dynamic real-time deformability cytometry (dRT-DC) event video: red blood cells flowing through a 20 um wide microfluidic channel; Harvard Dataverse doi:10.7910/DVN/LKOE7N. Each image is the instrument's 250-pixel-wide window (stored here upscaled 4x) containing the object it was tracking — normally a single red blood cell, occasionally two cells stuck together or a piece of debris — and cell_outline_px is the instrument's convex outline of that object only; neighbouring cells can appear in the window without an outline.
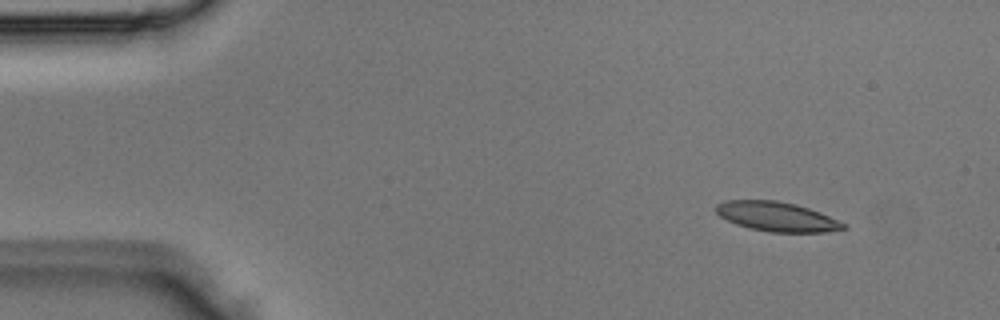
{"species": "Egyptian fruit bat (a non-hibernating species)", "species_latin": "Rousettus aegyptiacus", "temperature_condition": "room temperature", "stored_images_in_passage": 3, "camera_frame_rate_fps": 3000, "um_per_image_px": 0.085, "animal": {"sex": "male"}, "frame": {"image": 1, "passage_image": 1, "time_ms": 0.0, "image_size_px": [1000, 320], "cell_outline_px": [[848, 228], [824, 232], [768, 232], [748, 228], [736, 224], [720, 216], [716, 212], [716, 204], [724, 200], [776, 200], [796, 204], [820, 212], [848, 224]], "centroid_in_image_um": [66.04, 18.41], "position_along_channel_um": 19.0, "area_um2": 22.02}}